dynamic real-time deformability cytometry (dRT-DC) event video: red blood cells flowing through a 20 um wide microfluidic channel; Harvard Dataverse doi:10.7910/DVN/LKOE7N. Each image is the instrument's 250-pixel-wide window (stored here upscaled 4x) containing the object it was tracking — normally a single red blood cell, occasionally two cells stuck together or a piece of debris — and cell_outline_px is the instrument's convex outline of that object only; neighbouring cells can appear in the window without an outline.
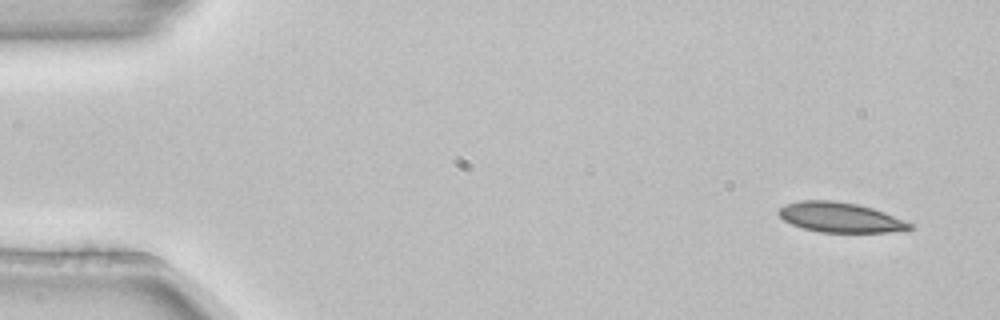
{"species": "common noctule bat (a hibernating species)", "species_latin": "Nyctalus noctula", "temperature_condition": "room temperature", "stored_images_in_passage": 5, "segment_of_instrument_passage": [2, 2], "camera_frame_rate_fps": 3000, "um_per_image_px": 0.085, "animal": {"sex": "female", "body_mass_g": 22.7, "forearm_length_mm": 54.2}, "frame": {"image": 1, "passage_image": 5, "time_ms": 1.333, "image_size_px": [1000, 320], "cell_outline_px": [[916, 224], [912, 228], [904, 232], [820, 232], [804, 228], [792, 224], [784, 220], [776, 212], [784, 204], [800, 200], [832, 200], [856, 204], [872, 208], [884, 212]], "centroid_in_image_um": [71.47, 18.48], "position_along_channel_um": 13.5, "area_um2": 23.06}}